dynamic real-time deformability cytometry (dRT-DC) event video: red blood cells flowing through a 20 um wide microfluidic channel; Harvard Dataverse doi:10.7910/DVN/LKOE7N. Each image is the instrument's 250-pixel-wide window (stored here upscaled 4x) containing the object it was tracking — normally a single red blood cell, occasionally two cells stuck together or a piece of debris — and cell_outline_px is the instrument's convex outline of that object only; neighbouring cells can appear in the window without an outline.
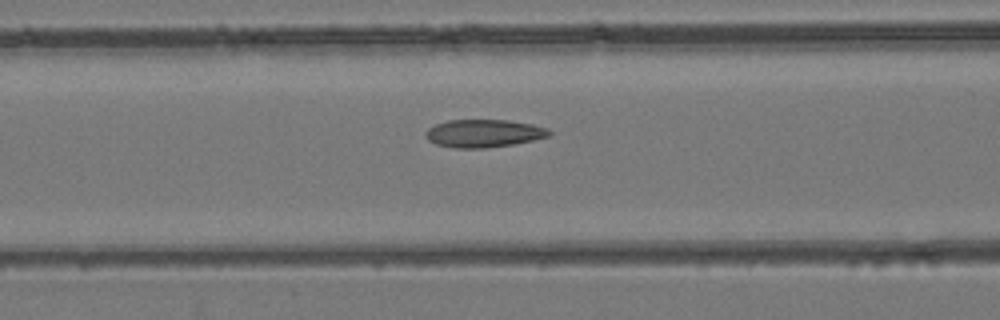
{"species": "common noctule bat (a hibernating species)", "species_latin": "Nyctalus noctula", "temperature_condition": "room temperature", "stored_images_in_passage": 50, "camera_frame_rate_fps": 3000, "um_per_image_px": 0.085, "animal": {"sex": "female", "body_mass_g": 24.6, "forearm_length_mm": 56.2}, "frame": {"image": 1, "passage_image": 21, "time_ms": 6.667, "image_size_px": [1000, 320], "cell_outline_px": [[552, 132], [548, 136], [532, 140], [512, 144], [484, 148], [452, 148], [436, 144], [428, 140], [424, 136], [424, 132], [428, 128], [436, 124], [448, 120], [508, 120], [532, 124], [548, 128]], "centroid_in_image_um": [41.08, 11.33], "position_along_channel_um": 125.5, "area_um2": 20.06}}
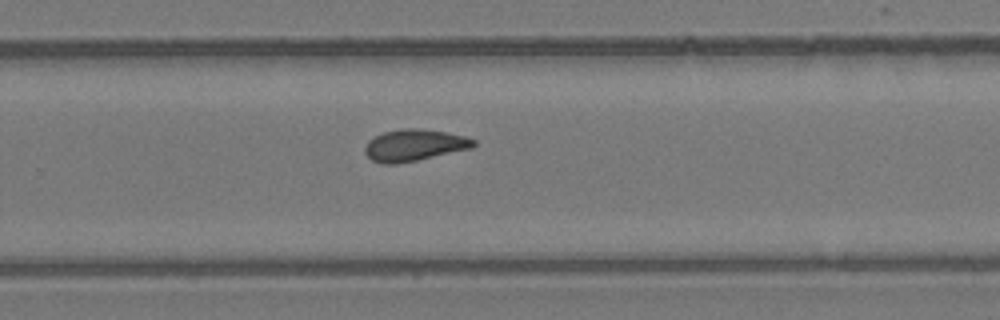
{"frame": {"image": 2, "passage_image": 33, "time_ms": 10.667, "image_size_px": [1000, 320], "cell_outline_px": [[476, 144], [472, 148], [416, 160], [396, 164], [384, 164], [372, 160], [364, 152], [364, 148], [368, 140], [384, 132], [400, 128], [420, 128], [444, 132], [464, 136], [476, 140]], "centroid_in_image_um": [35.2, 12.33], "position_along_channel_um": 294.6, "area_um2": 19.94}}
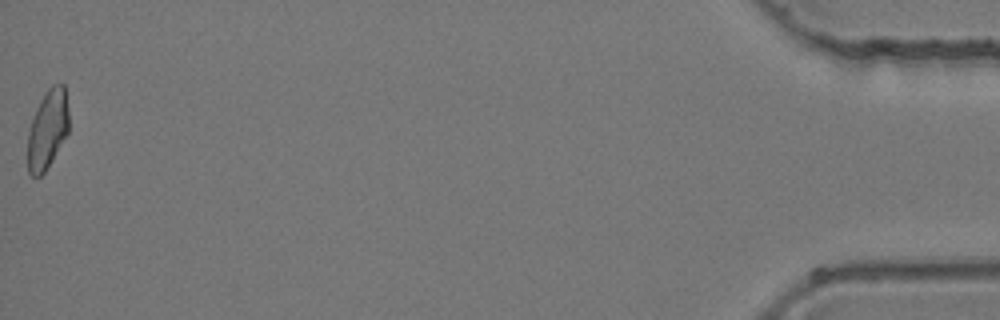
{"frame": {"image": 3, "passage_image": 50, "time_ms": 16.333, "image_size_px": [1000, 320], "cell_outline_px": [[68, 132], [44, 172], [40, 176], [32, 176], [28, 172], [28, 128], [36, 108], [40, 100], [48, 88], [52, 84], [64, 84], [68, 108]], "centroid_in_image_um": [4.03, 10.96], "position_along_channel_um": 431.2, "area_um2": 18.79}}